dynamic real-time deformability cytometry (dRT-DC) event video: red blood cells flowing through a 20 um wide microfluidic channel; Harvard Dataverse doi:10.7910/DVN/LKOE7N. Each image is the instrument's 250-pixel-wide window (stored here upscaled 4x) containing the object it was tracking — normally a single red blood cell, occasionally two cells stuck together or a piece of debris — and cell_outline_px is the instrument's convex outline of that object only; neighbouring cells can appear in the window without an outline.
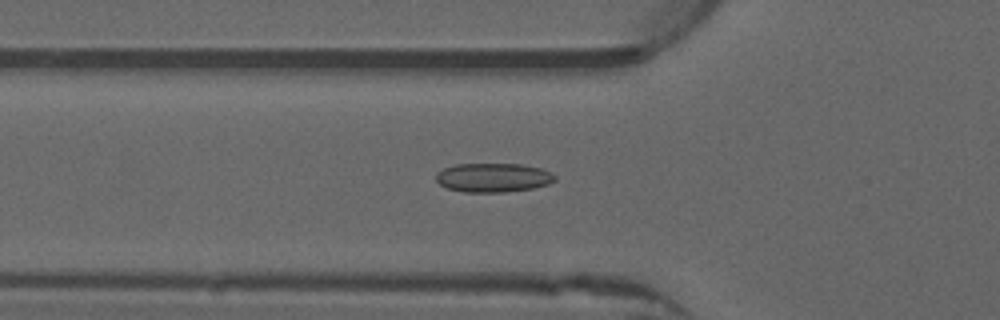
{"species": "common noctule bat (a hibernating species)", "species_latin": "Nyctalus noctula", "temperature_condition": "warm", "stored_images_in_passage": 46, "camera_frame_rate_fps": 3000, "um_per_image_px": 0.085, "animal": {"sex": "male", "forearm_length_mm": 52.5}, "frame": {"image": 1, "passage_image": 12, "time_ms": 3.667, "image_size_px": [1000, 320], "cell_outline_px": [[556, 180], [548, 184], [532, 188], [504, 192], [464, 192], [448, 188], [440, 184], [436, 180], [436, 172], [444, 168], [456, 164], [520, 164], [540, 168], [552, 172], [556, 176]], "centroid_in_image_um": [41.92, 15.09], "position_along_channel_um": 83.9, "area_um2": 20.11}}
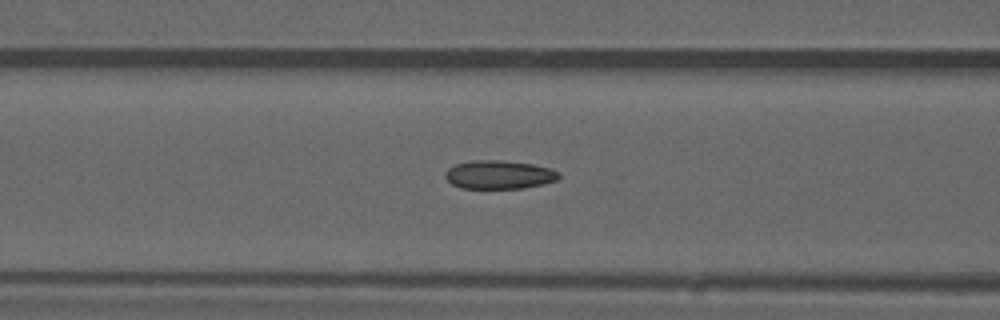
{"frame": {"image": 2, "passage_image": 15, "time_ms": 4.667, "image_size_px": [1000, 320], "cell_outline_px": [[560, 176], [556, 180], [544, 184], [524, 188], [460, 188], [452, 184], [444, 176], [444, 172], [448, 168], [456, 164], [476, 160], [496, 160], [532, 164], [548, 168], [560, 172]], "centroid_in_image_um": [42.41, 14.85], "position_along_channel_um": 124.2, "area_um2": 18.79}}
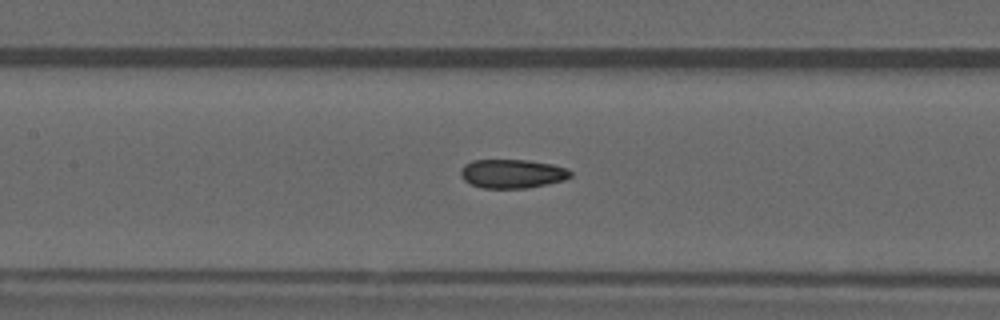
{"frame": {"image": 3, "passage_image": 18, "time_ms": 5.667, "image_size_px": [1000, 320], "cell_outline_px": [[572, 176], [564, 180], [548, 184], [528, 188], [480, 188], [464, 180], [460, 176], [460, 168], [464, 164], [472, 160], [528, 160], [552, 164], [568, 168], [572, 172]], "centroid_in_image_um": [43.54, 14.76], "position_along_channel_um": 163.9, "area_um2": 18.73}, "authors_computed_cell_mechanics": {"area_um2": 18.6116, "velocity_mm_per_s": 3.9682, "shape_relaxation_time_tau1_ms": null, "shape_relaxation_time_tau2_ms": 2.082, "deformation_change_tau1": null, "deformation_change_tau2": 0.0663}}